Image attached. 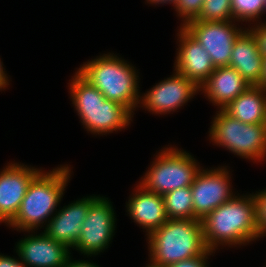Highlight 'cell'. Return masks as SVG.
Wrapping results in <instances>:
<instances>
[{
    "label": "cell",
    "mask_w": 266,
    "mask_h": 267,
    "mask_svg": "<svg viewBox=\"0 0 266 267\" xmlns=\"http://www.w3.org/2000/svg\"><path fill=\"white\" fill-rule=\"evenodd\" d=\"M209 137L217 146L243 159L255 163L266 159V124H246L219 109L212 119Z\"/></svg>",
    "instance_id": "8992f818"
},
{
    "label": "cell",
    "mask_w": 266,
    "mask_h": 267,
    "mask_svg": "<svg viewBox=\"0 0 266 267\" xmlns=\"http://www.w3.org/2000/svg\"><path fill=\"white\" fill-rule=\"evenodd\" d=\"M150 264L166 267L205 254L202 223L199 219H168L147 236Z\"/></svg>",
    "instance_id": "5b68a950"
},
{
    "label": "cell",
    "mask_w": 266,
    "mask_h": 267,
    "mask_svg": "<svg viewBox=\"0 0 266 267\" xmlns=\"http://www.w3.org/2000/svg\"><path fill=\"white\" fill-rule=\"evenodd\" d=\"M233 21L258 23L264 10V0H231ZM257 21V22H256Z\"/></svg>",
    "instance_id": "44dd1931"
},
{
    "label": "cell",
    "mask_w": 266,
    "mask_h": 267,
    "mask_svg": "<svg viewBox=\"0 0 266 267\" xmlns=\"http://www.w3.org/2000/svg\"><path fill=\"white\" fill-rule=\"evenodd\" d=\"M133 192L126 203V212L138 226L146 230L148 236L169 219L163 196L146 190L139 183Z\"/></svg>",
    "instance_id": "2e32d148"
},
{
    "label": "cell",
    "mask_w": 266,
    "mask_h": 267,
    "mask_svg": "<svg viewBox=\"0 0 266 267\" xmlns=\"http://www.w3.org/2000/svg\"><path fill=\"white\" fill-rule=\"evenodd\" d=\"M263 13L264 14L266 13V0H264V10H263Z\"/></svg>",
    "instance_id": "1f68e13d"
},
{
    "label": "cell",
    "mask_w": 266,
    "mask_h": 267,
    "mask_svg": "<svg viewBox=\"0 0 266 267\" xmlns=\"http://www.w3.org/2000/svg\"><path fill=\"white\" fill-rule=\"evenodd\" d=\"M198 92L200 89L192 80L174 70L170 77L141 95L139 106L152 114L166 115L180 109Z\"/></svg>",
    "instance_id": "8fae6325"
},
{
    "label": "cell",
    "mask_w": 266,
    "mask_h": 267,
    "mask_svg": "<svg viewBox=\"0 0 266 267\" xmlns=\"http://www.w3.org/2000/svg\"><path fill=\"white\" fill-rule=\"evenodd\" d=\"M72 255L68 259L64 267H99L96 263L90 262L88 260H73Z\"/></svg>",
    "instance_id": "83f0119b"
},
{
    "label": "cell",
    "mask_w": 266,
    "mask_h": 267,
    "mask_svg": "<svg viewBox=\"0 0 266 267\" xmlns=\"http://www.w3.org/2000/svg\"><path fill=\"white\" fill-rule=\"evenodd\" d=\"M114 211L110 199L100 195H90L88 214L83 221L80 238L73 250L87 257L104 252L115 235L116 215Z\"/></svg>",
    "instance_id": "ba28073f"
},
{
    "label": "cell",
    "mask_w": 266,
    "mask_h": 267,
    "mask_svg": "<svg viewBox=\"0 0 266 267\" xmlns=\"http://www.w3.org/2000/svg\"><path fill=\"white\" fill-rule=\"evenodd\" d=\"M228 66L235 68L251 86L261 85L263 55L249 28H245L236 38Z\"/></svg>",
    "instance_id": "e0dca14e"
},
{
    "label": "cell",
    "mask_w": 266,
    "mask_h": 267,
    "mask_svg": "<svg viewBox=\"0 0 266 267\" xmlns=\"http://www.w3.org/2000/svg\"><path fill=\"white\" fill-rule=\"evenodd\" d=\"M179 42L174 70L192 80L199 88L214 72L209 53L183 27L178 29Z\"/></svg>",
    "instance_id": "5bb4252c"
},
{
    "label": "cell",
    "mask_w": 266,
    "mask_h": 267,
    "mask_svg": "<svg viewBox=\"0 0 266 267\" xmlns=\"http://www.w3.org/2000/svg\"><path fill=\"white\" fill-rule=\"evenodd\" d=\"M0 267H26L25 264L19 260V256L16 259L11 256L0 254Z\"/></svg>",
    "instance_id": "4316f807"
},
{
    "label": "cell",
    "mask_w": 266,
    "mask_h": 267,
    "mask_svg": "<svg viewBox=\"0 0 266 267\" xmlns=\"http://www.w3.org/2000/svg\"><path fill=\"white\" fill-rule=\"evenodd\" d=\"M148 4L160 5V4H172V6H176L177 0H146Z\"/></svg>",
    "instance_id": "f546056e"
},
{
    "label": "cell",
    "mask_w": 266,
    "mask_h": 267,
    "mask_svg": "<svg viewBox=\"0 0 266 267\" xmlns=\"http://www.w3.org/2000/svg\"><path fill=\"white\" fill-rule=\"evenodd\" d=\"M249 28L256 37L261 54L266 56V21L264 23L258 22L251 27L249 25Z\"/></svg>",
    "instance_id": "484cf974"
},
{
    "label": "cell",
    "mask_w": 266,
    "mask_h": 267,
    "mask_svg": "<svg viewBox=\"0 0 266 267\" xmlns=\"http://www.w3.org/2000/svg\"><path fill=\"white\" fill-rule=\"evenodd\" d=\"M216 251L208 250L205 254L178 261L166 267H209L207 263L210 255L215 254Z\"/></svg>",
    "instance_id": "d4e9b609"
},
{
    "label": "cell",
    "mask_w": 266,
    "mask_h": 267,
    "mask_svg": "<svg viewBox=\"0 0 266 267\" xmlns=\"http://www.w3.org/2000/svg\"><path fill=\"white\" fill-rule=\"evenodd\" d=\"M71 170L68 165H60L49 172L41 170L30 182L18 213L7 226L27 233L47 225L58 210Z\"/></svg>",
    "instance_id": "7a4b0ae2"
},
{
    "label": "cell",
    "mask_w": 266,
    "mask_h": 267,
    "mask_svg": "<svg viewBox=\"0 0 266 267\" xmlns=\"http://www.w3.org/2000/svg\"><path fill=\"white\" fill-rule=\"evenodd\" d=\"M250 86L235 68L224 66L215 68L199 89L219 110L224 109Z\"/></svg>",
    "instance_id": "ac0fdd59"
},
{
    "label": "cell",
    "mask_w": 266,
    "mask_h": 267,
    "mask_svg": "<svg viewBox=\"0 0 266 267\" xmlns=\"http://www.w3.org/2000/svg\"><path fill=\"white\" fill-rule=\"evenodd\" d=\"M236 24L239 26L233 20H192L183 28L209 53L213 65L217 68L229 65L233 44L245 29L237 27Z\"/></svg>",
    "instance_id": "9c48e42d"
},
{
    "label": "cell",
    "mask_w": 266,
    "mask_h": 267,
    "mask_svg": "<svg viewBox=\"0 0 266 267\" xmlns=\"http://www.w3.org/2000/svg\"><path fill=\"white\" fill-rule=\"evenodd\" d=\"M89 207L90 196H86L59 208L47 225L43 226V229L45 227L43 232L69 249H73L80 238L81 226Z\"/></svg>",
    "instance_id": "9a60e30c"
},
{
    "label": "cell",
    "mask_w": 266,
    "mask_h": 267,
    "mask_svg": "<svg viewBox=\"0 0 266 267\" xmlns=\"http://www.w3.org/2000/svg\"><path fill=\"white\" fill-rule=\"evenodd\" d=\"M68 84L72 104L86 131L106 135L129 127L133 114L122 104L106 99L77 71Z\"/></svg>",
    "instance_id": "277c9868"
},
{
    "label": "cell",
    "mask_w": 266,
    "mask_h": 267,
    "mask_svg": "<svg viewBox=\"0 0 266 267\" xmlns=\"http://www.w3.org/2000/svg\"><path fill=\"white\" fill-rule=\"evenodd\" d=\"M255 202L256 222L259 238L266 236V188L262 191L253 193Z\"/></svg>",
    "instance_id": "cb8c5ba5"
},
{
    "label": "cell",
    "mask_w": 266,
    "mask_h": 267,
    "mask_svg": "<svg viewBox=\"0 0 266 267\" xmlns=\"http://www.w3.org/2000/svg\"><path fill=\"white\" fill-rule=\"evenodd\" d=\"M204 0H177L175 11L181 19L179 27H184L188 22L195 20L201 12Z\"/></svg>",
    "instance_id": "603a6c76"
},
{
    "label": "cell",
    "mask_w": 266,
    "mask_h": 267,
    "mask_svg": "<svg viewBox=\"0 0 266 267\" xmlns=\"http://www.w3.org/2000/svg\"><path fill=\"white\" fill-rule=\"evenodd\" d=\"M196 21L233 20L231 0H204Z\"/></svg>",
    "instance_id": "7402d4cb"
},
{
    "label": "cell",
    "mask_w": 266,
    "mask_h": 267,
    "mask_svg": "<svg viewBox=\"0 0 266 267\" xmlns=\"http://www.w3.org/2000/svg\"><path fill=\"white\" fill-rule=\"evenodd\" d=\"M153 160L139 184L162 196L175 189L191 186L202 169L194 156L176 146L163 147Z\"/></svg>",
    "instance_id": "52a82bcc"
},
{
    "label": "cell",
    "mask_w": 266,
    "mask_h": 267,
    "mask_svg": "<svg viewBox=\"0 0 266 267\" xmlns=\"http://www.w3.org/2000/svg\"><path fill=\"white\" fill-rule=\"evenodd\" d=\"M76 70L103 96L125 106L133 115L139 107V75L135 67L114 53L96 56Z\"/></svg>",
    "instance_id": "3957f363"
},
{
    "label": "cell",
    "mask_w": 266,
    "mask_h": 267,
    "mask_svg": "<svg viewBox=\"0 0 266 267\" xmlns=\"http://www.w3.org/2000/svg\"><path fill=\"white\" fill-rule=\"evenodd\" d=\"M164 206L169 219H194L191 187L175 189L163 195Z\"/></svg>",
    "instance_id": "ffe728a7"
},
{
    "label": "cell",
    "mask_w": 266,
    "mask_h": 267,
    "mask_svg": "<svg viewBox=\"0 0 266 267\" xmlns=\"http://www.w3.org/2000/svg\"><path fill=\"white\" fill-rule=\"evenodd\" d=\"M223 110L246 124H266V90L250 86Z\"/></svg>",
    "instance_id": "d6986e66"
},
{
    "label": "cell",
    "mask_w": 266,
    "mask_h": 267,
    "mask_svg": "<svg viewBox=\"0 0 266 267\" xmlns=\"http://www.w3.org/2000/svg\"><path fill=\"white\" fill-rule=\"evenodd\" d=\"M231 178L227 166L211 169L202 167L190 186L194 219L202 220L207 214L235 196Z\"/></svg>",
    "instance_id": "30bf717a"
},
{
    "label": "cell",
    "mask_w": 266,
    "mask_h": 267,
    "mask_svg": "<svg viewBox=\"0 0 266 267\" xmlns=\"http://www.w3.org/2000/svg\"><path fill=\"white\" fill-rule=\"evenodd\" d=\"M29 235L16 244V253L26 267H64L71 257V249L55 241L45 232ZM33 233V234H32Z\"/></svg>",
    "instance_id": "4fadbf2b"
},
{
    "label": "cell",
    "mask_w": 266,
    "mask_h": 267,
    "mask_svg": "<svg viewBox=\"0 0 266 267\" xmlns=\"http://www.w3.org/2000/svg\"><path fill=\"white\" fill-rule=\"evenodd\" d=\"M9 82V78L7 76L5 68L3 67V62L0 59V91H4L7 86L10 85Z\"/></svg>",
    "instance_id": "f1b7e54d"
},
{
    "label": "cell",
    "mask_w": 266,
    "mask_h": 267,
    "mask_svg": "<svg viewBox=\"0 0 266 267\" xmlns=\"http://www.w3.org/2000/svg\"><path fill=\"white\" fill-rule=\"evenodd\" d=\"M206 247L216 251L220 246H243L259 238L253 193L235 195L202 220ZM237 245V246H236Z\"/></svg>",
    "instance_id": "6da1fadb"
},
{
    "label": "cell",
    "mask_w": 266,
    "mask_h": 267,
    "mask_svg": "<svg viewBox=\"0 0 266 267\" xmlns=\"http://www.w3.org/2000/svg\"><path fill=\"white\" fill-rule=\"evenodd\" d=\"M264 90H266V56H263V67L261 75V85Z\"/></svg>",
    "instance_id": "4dcf8cb0"
},
{
    "label": "cell",
    "mask_w": 266,
    "mask_h": 267,
    "mask_svg": "<svg viewBox=\"0 0 266 267\" xmlns=\"http://www.w3.org/2000/svg\"><path fill=\"white\" fill-rule=\"evenodd\" d=\"M145 267H157V266H154V265H152V264H147V266H145Z\"/></svg>",
    "instance_id": "d6a6232c"
},
{
    "label": "cell",
    "mask_w": 266,
    "mask_h": 267,
    "mask_svg": "<svg viewBox=\"0 0 266 267\" xmlns=\"http://www.w3.org/2000/svg\"><path fill=\"white\" fill-rule=\"evenodd\" d=\"M7 164L0 171V223L6 225L15 218L30 182L42 170L19 162Z\"/></svg>",
    "instance_id": "7c38bea8"
}]
</instances>
